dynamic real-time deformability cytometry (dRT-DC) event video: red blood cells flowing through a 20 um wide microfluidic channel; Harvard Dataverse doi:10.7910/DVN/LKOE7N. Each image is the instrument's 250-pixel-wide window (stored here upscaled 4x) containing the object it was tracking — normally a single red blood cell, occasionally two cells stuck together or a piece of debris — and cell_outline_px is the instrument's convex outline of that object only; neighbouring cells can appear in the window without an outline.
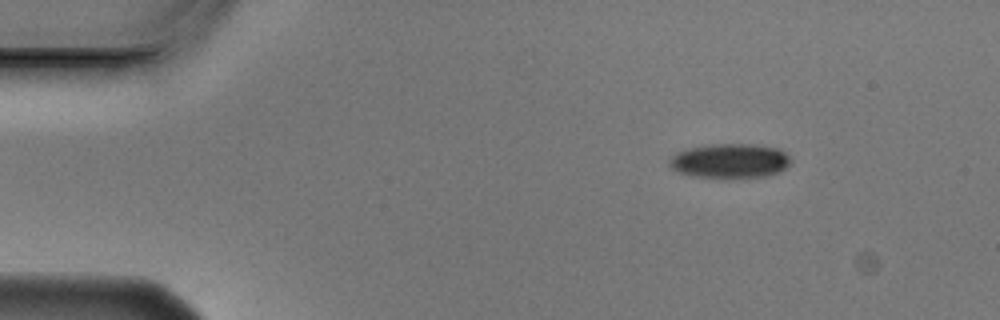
{"species": "Egyptian fruit bat (a non-hibernating species)", "species_latin": "Rousettus aegyptiacus", "temperature_condition": "cold", "stored_images_in_passage": 3, "camera_frame_rate_fps": 3000, "um_per_image_px": 0.085, "animal": {"sex": "male"}, "frame": {"image": 1, "passage_image": 1, "time_ms": 0.0, "image_size_px": [1000, 320], "cell_outline_px": [[792, 160], [780, 172], [768, 176], [696, 176], [676, 172], [668, 168], [668, 156], [676, 152], [688, 148], [704, 144], [752, 144], [780, 148]], "centroid_in_image_um": [61.97, 13.64], "position_along_channel_um": 23.0, "area_um2": 24.39}}
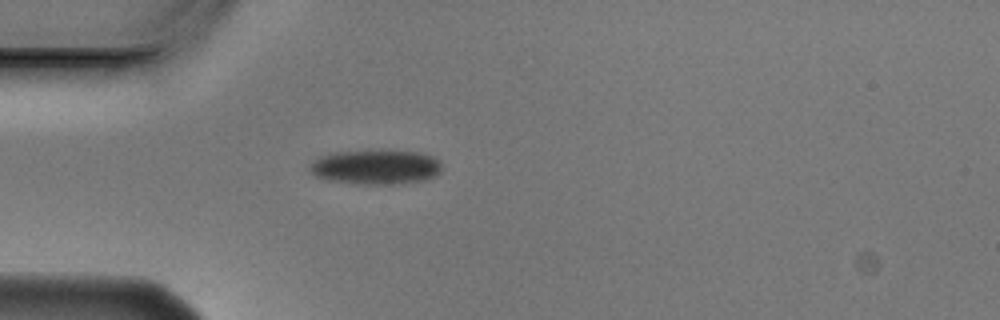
{"frame": {"image": 2, "passage_image": 3, "time_ms": 0.667, "image_size_px": [1000, 320], "cell_outline_px": [[440, 172], [436, 176], [424, 180], [392, 184], [368, 184], [328, 180], [316, 176], [308, 168], [308, 164], [320, 156], [336, 152], [388, 148], [420, 152], [432, 156], [440, 160]], "centroid_in_image_um": [31.96, 14.15], "position_along_channel_um": 53.0, "area_um2": 27.22}}